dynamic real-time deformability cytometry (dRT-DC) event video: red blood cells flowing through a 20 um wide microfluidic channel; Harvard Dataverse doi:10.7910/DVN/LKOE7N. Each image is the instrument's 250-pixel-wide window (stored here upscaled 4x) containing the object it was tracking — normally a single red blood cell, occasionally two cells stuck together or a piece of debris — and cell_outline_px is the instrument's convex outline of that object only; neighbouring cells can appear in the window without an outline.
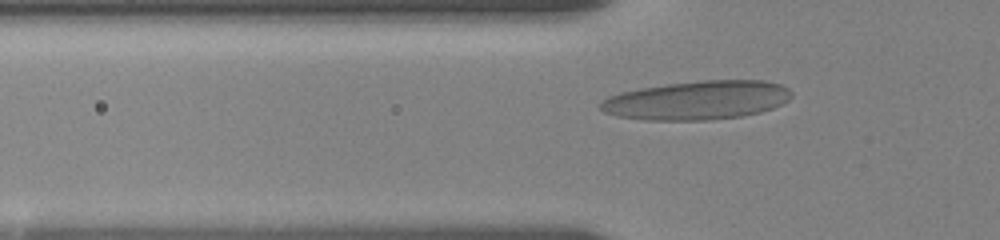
{"species": "human", "species_latin": "Homo sapiens", "temperature_condition": "room temperature", "stored_images_in_passage": 53, "camera_frame_rate_fps": 3000, "um_per_image_px": 0.085, "donor": {"sex": "female"}, "frame": {"image": 1, "passage_image": 16, "time_ms": 5.0, "image_size_px": [1000, 240], "cell_outline_px": [[792, 96], [788, 100], [772, 108], [760, 112], [740, 116], [708, 120], [644, 120], [616, 116], [604, 112], [600, 108], [600, 104], [608, 96], [620, 92], [640, 88], [668, 84], [704, 80], [764, 80], [780, 84], [788, 88], [792, 92]], "centroid_in_image_um": [59.25, 8.52], "position_along_channel_um": 66.5, "area_um2": 43.18}}
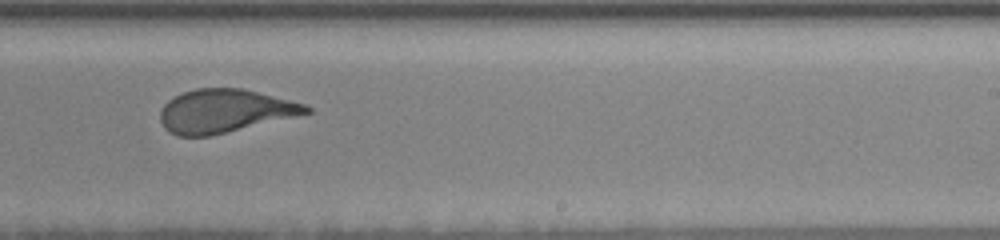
{"frame": {"image": 2, "passage_image": 33, "time_ms": 10.667, "image_size_px": [1000, 240], "cell_outline_px": [[312, 112], [208, 136], [176, 136], [168, 132], [164, 128], [160, 120], [160, 108], [168, 100], [184, 92], [196, 88], [240, 88], [304, 104], [312, 108]], "centroid_in_image_um": [19.02, 9.44], "position_along_channel_um": 270.0, "area_um2": 36.3}}
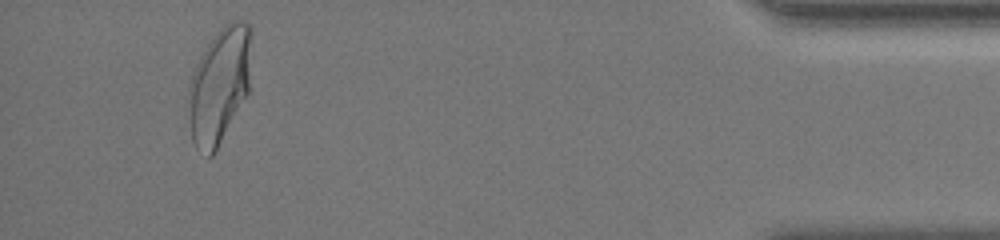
{"frame": {"image": 3, "passage_image": 50, "time_ms": 16.333, "image_size_px": [1000, 240], "cell_outline_px": [[252, 32], [248, 92], [212, 156], [208, 156], [196, 148], [192, 140], [188, 108], [188, 84], [192, 72], [200, 56], [216, 32], [228, 20], [240, 20], [248, 24], [252, 28]], "centroid_in_image_um": [18.64, 7.19], "position_along_channel_um": 416.6, "area_um2": 42.43}, "authors_computed_cell_mechanics": {"area_um2": 39.6508, "velocity_mm_per_s": 3.6178, "shape_relaxation_time_tau1_ms": 7.2218, "shape_relaxation_time_tau2_ms": 0.9219, "deformation_change_tau1": 0.2271, "deformation_change_tau2": 0.0962}}